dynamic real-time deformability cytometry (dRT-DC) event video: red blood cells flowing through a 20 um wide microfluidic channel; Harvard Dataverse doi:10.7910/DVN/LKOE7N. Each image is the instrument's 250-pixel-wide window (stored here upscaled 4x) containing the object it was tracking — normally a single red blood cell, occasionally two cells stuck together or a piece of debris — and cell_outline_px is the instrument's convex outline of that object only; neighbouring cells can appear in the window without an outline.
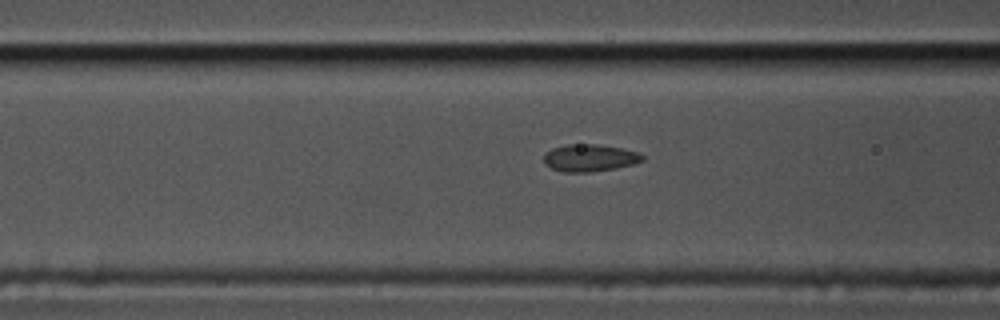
{"species": "common noctule bat (a hibernating species)", "species_latin": "Nyctalus noctula", "temperature_condition": "cold", "stored_images_in_passage": 18, "camera_frame_rate_fps": 3000, "um_per_image_px": 0.085, "animal": {"sex": "male", "body_mass_g": 17.5, "forearm_length_mm": 52.3}, "frame": {"image": 1, "passage_image": 16, "time_ms": 5.0, "image_size_px": [1000, 320], "cell_outline_px": [[644, 160], [632, 164], [616, 168], [592, 172], [564, 172], [552, 168], [544, 164], [544, 152], [552, 148], [568, 144], [596, 144], [620, 148], [636, 152], [644, 156]], "centroid_in_image_um": [50.08, 13.42], "position_along_channel_um": 116.5, "area_um2": 15.61}}